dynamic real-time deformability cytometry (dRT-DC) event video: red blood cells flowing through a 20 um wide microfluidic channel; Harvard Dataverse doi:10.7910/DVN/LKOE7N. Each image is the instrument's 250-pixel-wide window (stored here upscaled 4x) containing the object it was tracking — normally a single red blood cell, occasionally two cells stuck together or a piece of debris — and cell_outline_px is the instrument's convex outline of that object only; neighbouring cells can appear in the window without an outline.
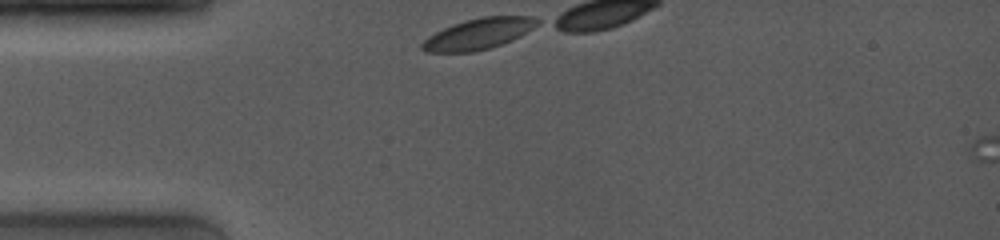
{"species": "common noctule bat (a hibernating species)", "species_latin": "Nyctalus noctula", "temperature_condition": "room temperature", "stored_images_in_passage": 3, "camera_frame_rate_fps": 4000, "um_per_image_px": 0.085, "animal": {"sex": "female", "body_mass_g": 19.0, "forearm_length_mm": 53.3}, "frame": {"image": 1, "passage_image": 1, "time_ms": 0.0, "image_size_px": [1000, 240], "cell_outline_px": [[540, 24], [520, 36], [512, 40], [488, 48], [472, 52], [424, 52], [420, 48], [420, 44], [428, 36], [452, 24], [464, 20], [484, 16], [532, 16], [540, 20]], "centroid_in_image_um": [40.67, 2.87], "position_along_channel_um": 44.3, "area_um2": 20.81}}